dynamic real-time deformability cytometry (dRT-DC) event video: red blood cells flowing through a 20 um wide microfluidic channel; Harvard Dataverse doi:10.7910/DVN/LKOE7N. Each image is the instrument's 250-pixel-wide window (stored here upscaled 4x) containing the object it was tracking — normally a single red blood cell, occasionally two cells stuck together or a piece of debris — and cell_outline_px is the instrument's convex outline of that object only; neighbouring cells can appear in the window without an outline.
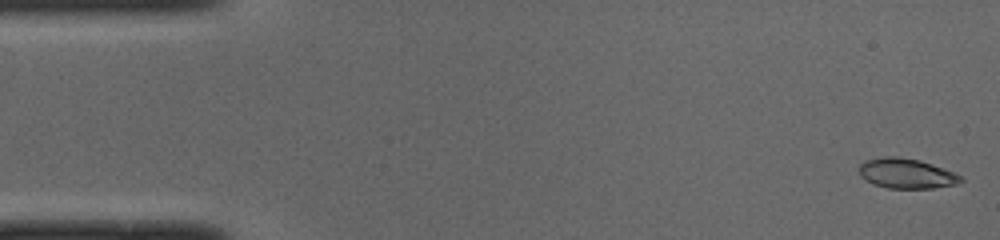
{"species": "common noctule bat (a hibernating species)", "species_latin": "Nyctalus noctula", "temperature_condition": "cold", "stored_images_in_passage": 49, "camera_frame_rate_fps": 3000, "um_per_image_px": 0.085, "animal": {"sex": "male", "body_mass_g": 19.0, "forearm_length_mm": 50.8}, "frame": {"image": 1, "passage_image": 1, "time_ms": 0.0, "image_size_px": [1000, 240], "cell_outline_px": [[964, 180], [956, 184], [932, 188], [888, 188], [872, 184], [860, 176], [860, 164], [864, 160], [884, 156], [896, 156], [920, 160], [932, 164], [952, 172], [960, 176]], "centroid_in_image_um": [77.0, 14.74], "position_along_channel_um": 8.0, "area_um2": 17.69}}
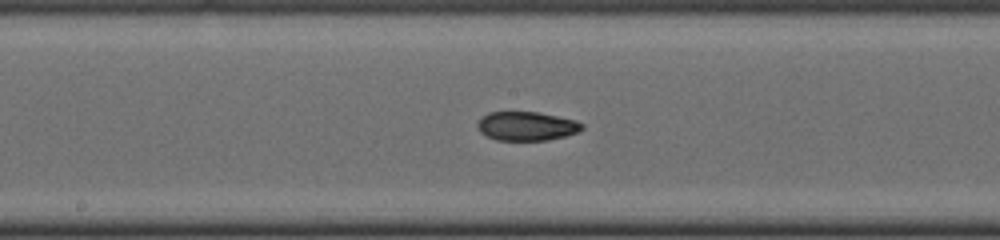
{"frame": {"image": 2, "passage_image": 25, "time_ms": 8.0, "image_size_px": [1000, 240], "cell_outline_px": [[584, 128], [576, 132], [564, 136], [548, 140], [496, 140], [480, 132], [476, 124], [480, 116], [488, 112], [536, 112], [576, 120], [584, 124]], "centroid_in_image_um": [44.73, 10.71], "position_along_channel_um": 203.5, "area_um2": 17.63}}
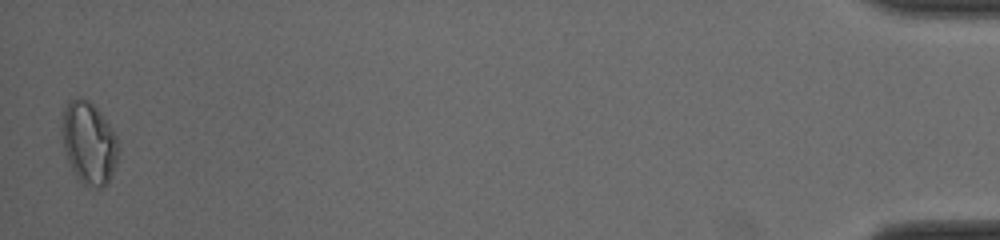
{"frame": {"image": 3, "passage_image": 49, "time_ms": 16.0, "image_size_px": [1000, 240], "cell_outline_px": [[120, 152], [116, 164], [104, 188], [96, 188], [84, 184], [76, 176], [68, 164], [64, 148], [60, 128], [60, 112], [76, 96], [80, 96], [88, 100], [100, 112], [112, 128], [120, 144]], "centroid_in_image_um": [7.54, 12.13], "position_along_channel_um": 427.7, "area_um2": 27.63}, "authors_computed_cell_mechanics": {"area_um2": 18.0914, "velocity_mm_per_s": 4.0122, "shape_relaxation_time_tau1_ms": null, "shape_relaxation_time_tau2_ms": 2.2724, "deformation_change_tau1": null, "deformation_change_tau2": 0.0693}}